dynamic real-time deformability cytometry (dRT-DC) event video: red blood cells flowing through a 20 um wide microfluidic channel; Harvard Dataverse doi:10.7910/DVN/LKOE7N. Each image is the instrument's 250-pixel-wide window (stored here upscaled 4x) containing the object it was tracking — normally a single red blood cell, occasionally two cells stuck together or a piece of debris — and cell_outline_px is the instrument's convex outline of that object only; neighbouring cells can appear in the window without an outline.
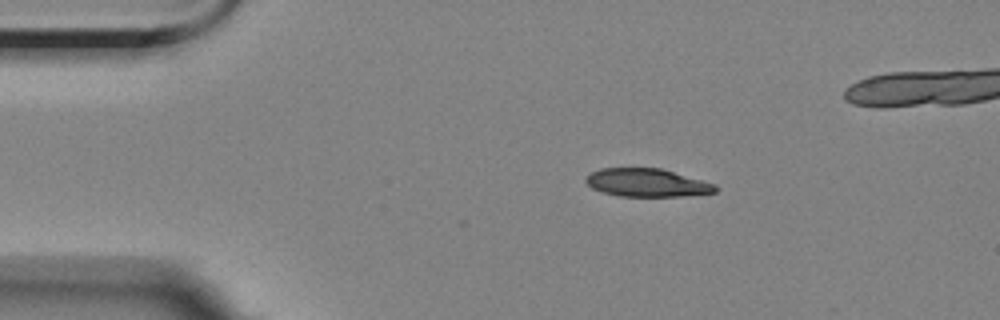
{"species": "Egyptian fruit bat (a non-hibernating species)", "species_latin": "Rousettus aegyptiacus", "temperature_condition": "room temperature", "stored_images_in_passage": 4, "camera_frame_rate_fps": 3000, "um_per_image_px": 0.085, "animal": {"sex": "female"}, "frame": {"image": 1, "passage_image": 2, "time_ms": 1.333, "image_size_px": [1000, 320], "cell_outline_px": [[720, 188], [716, 192], [680, 196], [620, 196], [604, 192], [592, 188], [584, 180], [592, 172], [600, 168], [660, 168], [716, 184]], "centroid_in_image_um": [55.02, 15.53], "position_along_channel_um": 30.0, "area_um2": 21.04}}